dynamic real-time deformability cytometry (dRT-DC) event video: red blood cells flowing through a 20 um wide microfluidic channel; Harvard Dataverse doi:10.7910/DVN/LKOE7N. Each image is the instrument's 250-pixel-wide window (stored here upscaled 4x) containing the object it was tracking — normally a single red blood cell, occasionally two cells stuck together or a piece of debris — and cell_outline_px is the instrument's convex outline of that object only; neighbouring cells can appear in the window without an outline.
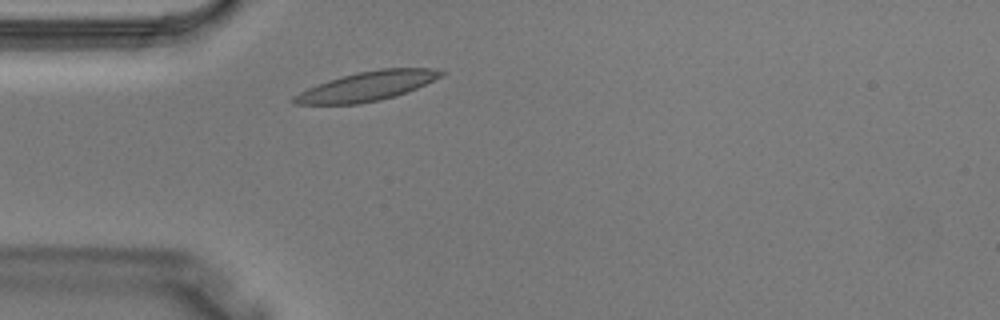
{"species": "Egyptian fruit bat (a non-hibernating species)", "species_latin": "Rousettus aegyptiacus", "temperature_condition": "warm", "stored_images_in_passage": 1, "camera_frame_rate_fps": 3000, "um_per_image_px": 0.085, "animal": {"sex": "male"}, "frame": {"image": 1, "passage_image": 1, "time_ms": 0.0, "image_size_px": [1000, 320], "cell_outline_px": [[448, 72], [444, 76], [416, 88], [396, 96], [380, 100], [356, 104], [292, 104], [288, 100], [292, 96], [308, 88], [328, 80], [340, 76], [356, 72], [380, 68], [428, 68]], "centroid_in_image_um": [31.18, 7.32], "position_along_channel_um": 53.8, "area_um2": 25.32}}